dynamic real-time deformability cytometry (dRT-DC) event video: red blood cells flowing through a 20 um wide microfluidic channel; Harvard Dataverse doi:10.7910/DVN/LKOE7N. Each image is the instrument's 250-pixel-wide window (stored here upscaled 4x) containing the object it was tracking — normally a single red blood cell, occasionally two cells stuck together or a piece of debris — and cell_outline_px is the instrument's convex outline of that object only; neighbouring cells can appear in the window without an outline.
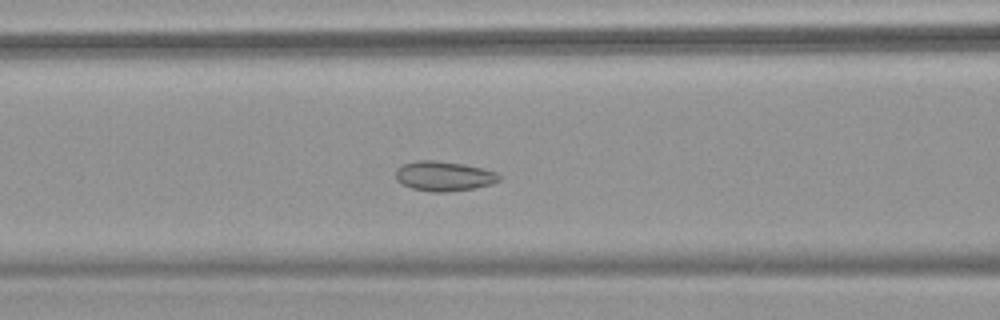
{"species": "common noctule bat (a hibernating species)", "species_latin": "Nyctalus noctula", "temperature_condition": "warm", "stored_images_in_passage": 53, "camera_frame_rate_fps": 3000, "um_per_image_px": 0.085, "animal": {"sex": "female", "body_mass_g": 18.4}, "frame": {"image": 1, "passage_image": 22, "time_ms": 7.0, "image_size_px": [1000, 320], "cell_outline_px": [[500, 180], [492, 184], [472, 188], [444, 192], [432, 192], [412, 188], [396, 180], [396, 168], [404, 164], [416, 160], [436, 160], [464, 164], [496, 172], [500, 176]], "centroid_in_image_um": [37.71, 14.96], "position_along_channel_um": 128.9, "area_um2": 17.8}}
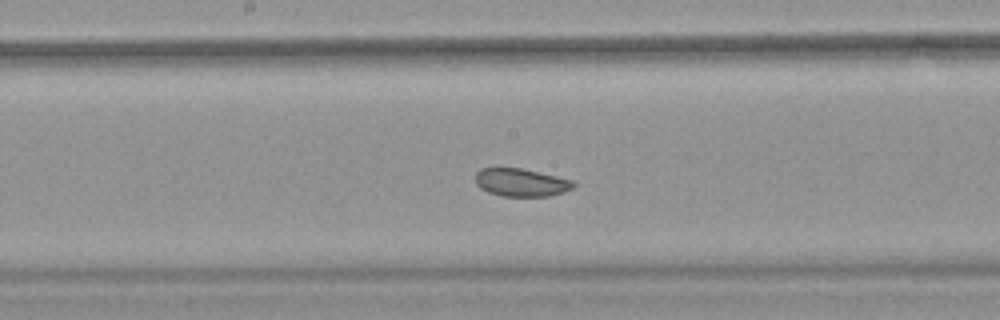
{"frame": {"image": 2, "passage_image": 28, "time_ms": 9.0, "image_size_px": [1000, 320], "cell_outline_px": [[576, 184], [572, 188], [564, 192], [548, 196], [500, 196], [488, 192], [480, 188], [476, 184], [476, 172], [480, 168], [496, 164], [524, 168], [572, 180]], "centroid_in_image_um": [44.21, 15.45], "position_along_channel_um": 204.0, "area_um2": 16.65}}
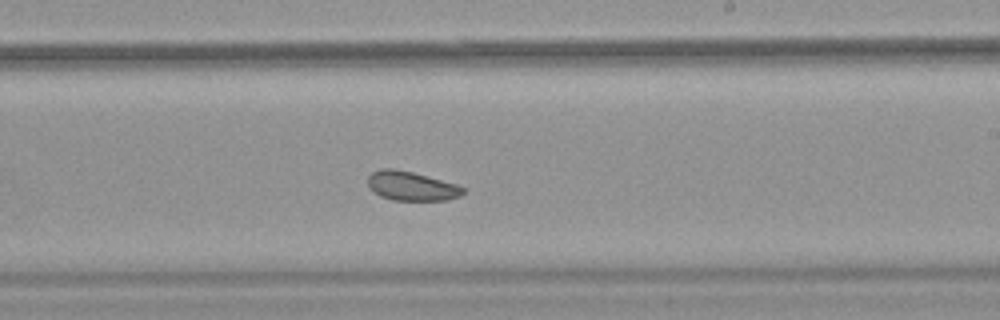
{"frame": {"image": 3, "passage_image": 32, "time_ms": 10.333, "image_size_px": [1000, 320], "cell_outline_px": [[468, 188], [460, 196], [448, 200], [392, 200], [380, 196], [372, 192], [368, 184], [368, 176], [372, 172], [380, 168], [396, 168], [412, 172], [456, 184]], "centroid_in_image_um": [34.97, 15.81], "position_along_channel_um": 254.0, "area_um2": 16.36}, "authors_computed_cell_mechanics": {"area_um2": 19.7676, "velocity_mm_per_s": 3.7709, "shape_relaxation_time_tau1_ms": null, "shape_relaxation_time_tau2_ms": 7.3519, "deformation_change_tau1": null, "deformation_change_tau2": 0.0946}}